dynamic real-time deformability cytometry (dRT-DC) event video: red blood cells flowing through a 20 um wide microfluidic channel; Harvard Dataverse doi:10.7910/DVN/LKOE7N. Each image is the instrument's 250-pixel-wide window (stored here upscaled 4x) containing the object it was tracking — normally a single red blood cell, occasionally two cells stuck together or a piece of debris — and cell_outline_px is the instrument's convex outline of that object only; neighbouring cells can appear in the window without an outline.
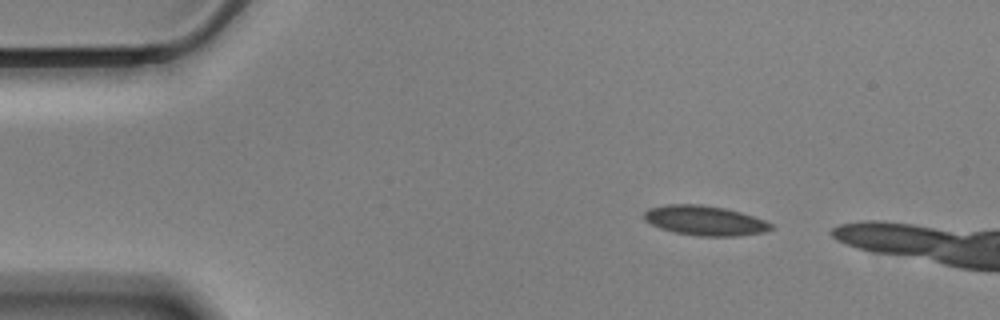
{"species": "Egyptian fruit bat (a non-hibernating species)", "species_latin": "Rousettus aegyptiacus", "temperature_condition": "cold", "stored_images_in_passage": 10, "camera_frame_rate_fps": 3000, "um_per_image_px": 0.085, "animal": {"sex": "male"}, "frame": {"image": 1, "passage_image": 1, "time_ms": 0.0, "image_size_px": [1000, 320], "cell_outline_px": [[776, 228], [764, 232], [736, 236], [696, 236], [676, 232], [660, 228], [644, 220], [644, 212], [648, 208], [668, 204], [700, 204], [724, 208], [740, 212], [764, 220], [772, 224]], "centroid_in_image_um": [59.91, 18.75], "position_along_channel_um": 25.1, "area_um2": 21.96}}